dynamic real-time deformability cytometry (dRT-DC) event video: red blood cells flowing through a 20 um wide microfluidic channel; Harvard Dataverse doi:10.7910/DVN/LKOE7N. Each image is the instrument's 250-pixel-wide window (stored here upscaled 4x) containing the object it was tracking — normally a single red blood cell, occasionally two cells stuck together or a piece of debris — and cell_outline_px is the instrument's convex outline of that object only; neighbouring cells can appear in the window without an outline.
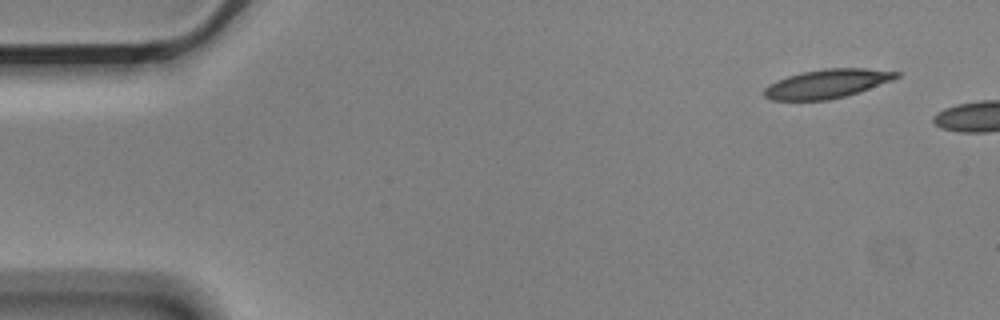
{"species": "Egyptian fruit bat (a non-hibernating species)", "species_latin": "Rousettus aegyptiacus", "temperature_condition": "cold", "stored_images_in_passage": 2, "camera_frame_rate_fps": 3000, "um_per_image_px": 0.085, "animal": {"sex": "male"}, "frame": {"image": 1, "passage_image": 1, "time_ms": 0.0, "image_size_px": [1000, 320], "cell_outline_px": [[900, 76], [892, 80], [844, 96], [828, 100], [772, 100], [764, 96], [764, 88], [768, 84], [776, 80], [800, 72], [824, 68], [864, 68], [900, 72]], "centroid_in_image_um": [70.25, 7.1], "position_along_channel_um": 14.7, "area_um2": 22.08}}